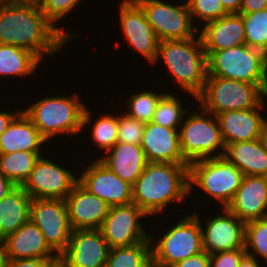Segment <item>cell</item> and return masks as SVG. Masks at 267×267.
Instances as JSON below:
<instances>
[{
  "mask_svg": "<svg viewBox=\"0 0 267 267\" xmlns=\"http://www.w3.org/2000/svg\"><path fill=\"white\" fill-rule=\"evenodd\" d=\"M69 42L42 14L37 0L0 2V44L29 50L42 61Z\"/></svg>",
  "mask_w": 267,
  "mask_h": 267,
  "instance_id": "6da1fadb",
  "label": "cell"
},
{
  "mask_svg": "<svg viewBox=\"0 0 267 267\" xmlns=\"http://www.w3.org/2000/svg\"><path fill=\"white\" fill-rule=\"evenodd\" d=\"M132 194L133 203L148 216L162 215L169 204H182L192 195L189 163L148 162L132 186Z\"/></svg>",
  "mask_w": 267,
  "mask_h": 267,
  "instance_id": "7a4b0ae2",
  "label": "cell"
},
{
  "mask_svg": "<svg viewBox=\"0 0 267 267\" xmlns=\"http://www.w3.org/2000/svg\"><path fill=\"white\" fill-rule=\"evenodd\" d=\"M79 93L68 96H44L26 109L24 114L32 121L40 134L49 142L56 136H75L86 129L94 115L87 108ZM52 138V139H51Z\"/></svg>",
  "mask_w": 267,
  "mask_h": 267,
  "instance_id": "3957f363",
  "label": "cell"
},
{
  "mask_svg": "<svg viewBox=\"0 0 267 267\" xmlns=\"http://www.w3.org/2000/svg\"><path fill=\"white\" fill-rule=\"evenodd\" d=\"M197 36L159 41L154 63L161 59L178 87L194 99L201 93L208 74L207 55L200 34Z\"/></svg>",
  "mask_w": 267,
  "mask_h": 267,
  "instance_id": "277c9868",
  "label": "cell"
},
{
  "mask_svg": "<svg viewBox=\"0 0 267 267\" xmlns=\"http://www.w3.org/2000/svg\"><path fill=\"white\" fill-rule=\"evenodd\" d=\"M195 108L192 114L187 111L179 128L180 150L189 164L200 159L221 157L225 151L217 116L201 107Z\"/></svg>",
  "mask_w": 267,
  "mask_h": 267,
  "instance_id": "5b68a950",
  "label": "cell"
},
{
  "mask_svg": "<svg viewBox=\"0 0 267 267\" xmlns=\"http://www.w3.org/2000/svg\"><path fill=\"white\" fill-rule=\"evenodd\" d=\"M265 98L267 93L258 84L207 76L201 93L195 99L199 107L217 115L257 108Z\"/></svg>",
  "mask_w": 267,
  "mask_h": 267,
  "instance_id": "8992f818",
  "label": "cell"
},
{
  "mask_svg": "<svg viewBox=\"0 0 267 267\" xmlns=\"http://www.w3.org/2000/svg\"><path fill=\"white\" fill-rule=\"evenodd\" d=\"M207 76L258 84L267 93V58L247 44L214 51L207 58Z\"/></svg>",
  "mask_w": 267,
  "mask_h": 267,
  "instance_id": "52a82bcc",
  "label": "cell"
},
{
  "mask_svg": "<svg viewBox=\"0 0 267 267\" xmlns=\"http://www.w3.org/2000/svg\"><path fill=\"white\" fill-rule=\"evenodd\" d=\"M170 226L162 236L157 235L156 241L150 235L152 267H172L204 251L200 219L193 211Z\"/></svg>",
  "mask_w": 267,
  "mask_h": 267,
  "instance_id": "ba28073f",
  "label": "cell"
},
{
  "mask_svg": "<svg viewBox=\"0 0 267 267\" xmlns=\"http://www.w3.org/2000/svg\"><path fill=\"white\" fill-rule=\"evenodd\" d=\"M243 176L224 156L200 159L189 164V191L192 193L193 188L198 187L226 208L240 187Z\"/></svg>",
  "mask_w": 267,
  "mask_h": 267,
  "instance_id": "9c48e42d",
  "label": "cell"
},
{
  "mask_svg": "<svg viewBox=\"0 0 267 267\" xmlns=\"http://www.w3.org/2000/svg\"><path fill=\"white\" fill-rule=\"evenodd\" d=\"M135 1L143 9L159 41L183 40L199 34L202 25H193L186 0L173 5L162 0Z\"/></svg>",
  "mask_w": 267,
  "mask_h": 267,
  "instance_id": "30bf717a",
  "label": "cell"
},
{
  "mask_svg": "<svg viewBox=\"0 0 267 267\" xmlns=\"http://www.w3.org/2000/svg\"><path fill=\"white\" fill-rule=\"evenodd\" d=\"M30 220L37 225L46 243L59 256L66 249L72 233L66 201L32 199Z\"/></svg>",
  "mask_w": 267,
  "mask_h": 267,
  "instance_id": "8fae6325",
  "label": "cell"
},
{
  "mask_svg": "<svg viewBox=\"0 0 267 267\" xmlns=\"http://www.w3.org/2000/svg\"><path fill=\"white\" fill-rule=\"evenodd\" d=\"M77 182L74 172L41 155L22 187L32 199L65 200Z\"/></svg>",
  "mask_w": 267,
  "mask_h": 267,
  "instance_id": "7c38bea8",
  "label": "cell"
},
{
  "mask_svg": "<svg viewBox=\"0 0 267 267\" xmlns=\"http://www.w3.org/2000/svg\"><path fill=\"white\" fill-rule=\"evenodd\" d=\"M149 217L133 202L110 207L108 215L99 230L110 248L131 246L150 239L140 221ZM146 232V233H145Z\"/></svg>",
  "mask_w": 267,
  "mask_h": 267,
  "instance_id": "4fadbf2b",
  "label": "cell"
},
{
  "mask_svg": "<svg viewBox=\"0 0 267 267\" xmlns=\"http://www.w3.org/2000/svg\"><path fill=\"white\" fill-rule=\"evenodd\" d=\"M118 14L126 44L128 42L129 47L154 66L159 40L141 6L135 0H123L119 5Z\"/></svg>",
  "mask_w": 267,
  "mask_h": 267,
  "instance_id": "5bb4252c",
  "label": "cell"
},
{
  "mask_svg": "<svg viewBox=\"0 0 267 267\" xmlns=\"http://www.w3.org/2000/svg\"><path fill=\"white\" fill-rule=\"evenodd\" d=\"M219 209L218 214L211 218H203L199 213L194 214L200 219L202 229L203 249L213 254L219 251L245 249V222L231 213L227 208ZM221 215H220V214Z\"/></svg>",
  "mask_w": 267,
  "mask_h": 267,
  "instance_id": "9a60e30c",
  "label": "cell"
},
{
  "mask_svg": "<svg viewBox=\"0 0 267 267\" xmlns=\"http://www.w3.org/2000/svg\"><path fill=\"white\" fill-rule=\"evenodd\" d=\"M92 161L81 175L78 174V182L110 207L132 203V185L123 181L99 159Z\"/></svg>",
  "mask_w": 267,
  "mask_h": 267,
  "instance_id": "2e32d148",
  "label": "cell"
},
{
  "mask_svg": "<svg viewBox=\"0 0 267 267\" xmlns=\"http://www.w3.org/2000/svg\"><path fill=\"white\" fill-rule=\"evenodd\" d=\"M110 249L99 229L72 230L59 261L65 267H105Z\"/></svg>",
  "mask_w": 267,
  "mask_h": 267,
  "instance_id": "e0dca14e",
  "label": "cell"
},
{
  "mask_svg": "<svg viewBox=\"0 0 267 267\" xmlns=\"http://www.w3.org/2000/svg\"><path fill=\"white\" fill-rule=\"evenodd\" d=\"M266 100L254 109L226 111L216 115L225 146L262 138L267 125V115L262 113L266 109Z\"/></svg>",
  "mask_w": 267,
  "mask_h": 267,
  "instance_id": "ac0fdd59",
  "label": "cell"
},
{
  "mask_svg": "<svg viewBox=\"0 0 267 267\" xmlns=\"http://www.w3.org/2000/svg\"><path fill=\"white\" fill-rule=\"evenodd\" d=\"M65 201L72 230L99 229L110 209L104 200L90 193L79 182Z\"/></svg>",
  "mask_w": 267,
  "mask_h": 267,
  "instance_id": "d6986e66",
  "label": "cell"
},
{
  "mask_svg": "<svg viewBox=\"0 0 267 267\" xmlns=\"http://www.w3.org/2000/svg\"><path fill=\"white\" fill-rule=\"evenodd\" d=\"M226 208L245 223L267 218V177L243 176L240 187Z\"/></svg>",
  "mask_w": 267,
  "mask_h": 267,
  "instance_id": "ffe728a7",
  "label": "cell"
},
{
  "mask_svg": "<svg viewBox=\"0 0 267 267\" xmlns=\"http://www.w3.org/2000/svg\"><path fill=\"white\" fill-rule=\"evenodd\" d=\"M199 34L207 58L214 52L246 44L242 15L230 13L206 23Z\"/></svg>",
  "mask_w": 267,
  "mask_h": 267,
  "instance_id": "44dd1931",
  "label": "cell"
},
{
  "mask_svg": "<svg viewBox=\"0 0 267 267\" xmlns=\"http://www.w3.org/2000/svg\"><path fill=\"white\" fill-rule=\"evenodd\" d=\"M141 147L147 162L188 163L180 150L179 129L146 123Z\"/></svg>",
  "mask_w": 267,
  "mask_h": 267,
  "instance_id": "7402d4cb",
  "label": "cell"
},
{
  "mask_svg": "<svg viewBox=\"0 0 267 267\" xmlns=\"http://www.w3.org/2000/svg\"><path fill=\"white\" fill-rule=\"evenodd\" d=\"M8 260L24 258H59L46 243L44 235L31 220L5 238Z\"/></svg>",
  "mask_w": 267,
  "mask_h": 267,
  "instance_id": "603a6c76",
  "label": "cell"
},
{
  "mask_svg": "<svg viewBox=\"0 0 267 267\" xmlns=\"http://www.w3.org/2000/svg\"><path fill=\"white\" fill-rule=\"evenodd\" d=\"M106 153L96 158L132 186L148 163L141 145L117 142Z\"/></svg>",
  "mask_w": 267,
  "mask_h": 267,
  "instance_id": "cb8c5ba5",
  "label": "cell"
},
{
  "mask_svg": "<svg viewBox=\"0 0 267 267\" xmlns=\"http://www.w3.org/2000/svg\"><path fill=\"white\" fill-rule=\"evenodd\" d=\"M48 141L22 111L0 135V154L18 151L42 152Z\"/></svg>",
  "mask_w": 267,
  "mask_h": 267,
  "instance_id": "d4e9b609",
  "label": "cell"
},
{
  "mask_svg": "<svg viewBox=\"0 0 267 267\" xmlns=\"http://www.w3.org/2000/svg\"><path fill=\"white\" fill-rule=\"evenodd\" d=\"M223 156L244 176L267 177V149L262 138L226 145Z\"/></svg>",
  "mask_w": 267,
  "mask_h": 267,
  "instance_id": "484cf974",
  "label": "cell"
},
{
  "mask_svg": "<svg viewBox=\"0 0 267 267\" xmlns=\"http://www.w3.org/2000/svg\"><path fill=\"white\" fill-rule=\"evenodd\" d=\"M31 201L22 186H16L0 200V238L17 231L30 220Z\"/></svg>",
  "mask_w": 267,
  "mask_h": 267,
  "instance_id": "4316f807",
  "label": "cell"
},
{
  "mask_svg": "<svg viewBox=\"0 0 267 267\" xmlns=\"http://www.w3.org/2000/svg\"><path fill=\"white\" fill-rule=\"evenodd\" d=\"M41 64L42 61L29 50L0 44V77L27 78L35 74Z\"/></svg>",
  "mask_w": 267,
  "mask_h": 267,
  "instance_id": "83f0119b",
  "label": "cell"
},
{
  "mask_svg": "<svg viewBox=\"0 0 267 267\" xmlns=\"http://www.w3.org/2000/svg\"><path fill=\"white\" fill-rule=\"evenodd\" d=\"M43 152L18 151L0 154V172L16 186H23Z\"/></svg>",
  "mask_w": 267,
  "mask_h": 267,
  "instance_id": "f1b7e54d",
  "label": "cell"
},
{
  "mask_svg": "<svg viewBox=\"0 0 267 267\" xmlns=\"http://www.w3.org/2000/svg\"><path fill=\"white\" fill-rule=\"evenodd\" d=\"M105 267H152L150 239L109 251Z\"/></svg>",
  "mask_w": 267,
  "mask_h": 267,
  "instance_id": "f546056e",
  "label": "cell"
},
{
  "mask_svg": "<svg viewBox=\"0 0 267 267\" xmlns=\"http://www.w3.org/2000/svg\"><path fill=\"white\" fill-rule=\"evenodd\" d=\"M158 93L150 90H142L138 93L130 95L129 99L126 101L127 107L123 113L128 117L137 119L143 123H149L152 121L154 112L160 99L166 94ZM127 110V111H126Z\"/></svg>",
  "mask_w": 267,
  "mask_h": 267,
  "instance_id": "4dcf8cb0",
  "label": "cell"
},
{
  "mask_svg": "<svg viewBox=\"0 0 267 267\" xmlns=\"http://www.w3.org/2000/svg\"><path fill=\"white\" fill-rule=\"evenodd\" d=\"M171 93V94H170ZM182 105L180 97L167 92L159 101L151 122L167 128L179 129L188 109Z\"/></svg>",
  "mask_w": 267,
  "mask_h": 267,
  "instance_id": "1f68e13d",
  "label": "cell"
},
{
  "mask_svg": "<svg viewBox=\"0 0 267 267\" xmlns=\"http://www.w3.org/2000/svg\"><path fill=\"white\" fill-rule=\"evenodd\" d=\"M241 15L246 44L263 51L267 58V8Z\"/></svg>",
  "mask_w": 267,
  "mask_h": 267,
  "instance_id": "d6a6232c",
  "label": "cell"
},
{
  "mask_svg": "<svg viewBox=\"0 0 267 267\" xmlns=\"http://www.w3.org/2000/svg\"><path fill=\"white\" fill-rule=\"evenodd\" d=\"M114 114V115H112ZM91 142L98 146L104 152L109 151L116 143L118 136V114L109 113L101 114L99 119L97 118L91 127Z\"/></svg>",
  "mask_w": 267,
  "mask_h": 267,
  "instance_id": "836d02e7",
  "label": "cell"
},
{
  "mask_svg": "<svg viewBox=\"0 0 267 267\" xmlns=\"http://www.w3.org/2000/svg\"><path fill=\"white\" fill-rule=\"evenodd\" d=\"M245 251L255 258H262L267 266V218L246 222Z\"/></svg>",
  "mask_w": 267,
  "mask_h": 267,
  "instance_id": "e575fe53",
  "label": "cell"
},
{
  "mask_svg": "<svg viewBox=\"0 0 267 267\" xmlns=\"http://www.w3.org/2000/svg\"><path fill=\"white\" fill-rule=\"evenodd\" d=\"M82 0H37L42 14L57 27L70 41L76 36L79 37L80 33L72 34L59 27L58 23L61 19L66 17L72 11L74 12ZM75 9V10H74ZM57 22V23H56ZM58 25V26H57Z\"/></svg>",
  "mask_w": 267,
  "mask_h": 267,
  "instance_id": "d590c367",
  "label": "cell"
},
{
  "mask_svg": "<svg viewBox=\"0 0 267 267\" xmlns=\"http://www.w3.org/2000/svg\"><path fill=\"white\" fill-rule=\"evenodd\" d=\"M193 23L195 19L203 26L229 14L220 0H186ZM195 18V19H194ZM200 19V20H199Z\"/></svg>",
  "mask_w": 267,
  "mask_h": 267,
  "instance_id": "8d00e7d4",
  "label": "cell"
},
{
  "mask_svg": "<svg viewBox=\"0 0 267 267\" xmlns=\"http://www.w3.org/2000/svg\"><path fill=\"white\" fill-rule=\"evenodd\" d=\"M146 123L128 117L125 113L118 114L117 142L141 145Z\"/></svg>",
  "mask_w": 267,
  "mask_h": 267,
  "instance_id": "74e56055",
  "label": "cell"
},
{
  "mask_svg": "<svg viewBox=\"0 0 267 267\" xmlns=\"http://www.w3.org/2000/svg\"><path fill=\"white\" fill-rule=\"evenodd\" d=\"M245 254V249L219 251L210 254V267H238Z\"/></svg>",
  "mask_w": 267,
  "mask_h": 267,
  "instance_id": "f35d334b",
  "label": "cell"
},
{
  "mask_svg": "<svg viewBox=\"0 0 267 267\" xmlns=\"http://www.w3.org/2000/svg\"><path fill=\"white\" fill-rule=\"evenodd\" d=\"M59 258H24L8 261V267H52Z\"/></svg>",
  "mask_w": 267,
  "mask_h": 267,
  "instance_id": "ab89813d",
  "label": "cell"
},
{
  "mask_svg": "<svg viewBox=\"0 0 267 267\" xmlns=\"http://www.w3.org/2000/svg\"><path fill=\"white\" fill-rule=\"evenodd\" d=\"M172 267H210V254L204 250L183 261L177 262Z\"/></svg>",
  "mask_w": 267,
  "mask_h": 267,
  "instance_id": "60d3db41",
  "label": "cell"
},
{
  "mask_svg": "<svg viewBox=\"0 0 267 267\" xmlns=\"http://www.w3.org/2000/svg\"><path fill=\"white\" fill-rule=\"evenodd\" d=\"M267 8V0H242L239 14H249Z\"/></svg>",
  "mask_w": 267,
  "mask_h": 267,
  "instance_id": "b9f144b4",
  "label": "cell"
},
{
  "mask_svg": "<svg viewBox=\"0 0 267 267\" xmlns=\"http://www.w3.org/2000/svg\"><path fill=\"white\" fill-rule=\"evenodd\" d=\"M22 112V110L11 111L0 110V135L8 128L11 122Z\"/></svg>",
  "mask_w": 267,
  "mask_h": 267,
  "instance_id": "7bdbcfd3",
  "label": "cell"
},
{
  "mask_svg": "<svg viewBox=\"0 0 267 267\" xmlns=\"http://www.w3.org/2000/svg\"><path fill=\"white\" fill-rule=\"evenodd\" d=\"M15 187L16 185L0 172V200Z\"/></svg>",
  "mask_w": 267,
  "mask_h": 267,
  "instance_id": "ee69618b",
  "label": "cell"
},
{
  "mask_svg": "<svg viewBox=\"0 0 267 267\" xmlns=\"http://www.w3.org/2000/svg\"><path fill=\"white\" fill-rule=\"evenodd\" d=\"M223 8L230 13H239L242 0H220Z\"/></svg>",
  "mask_w": 267,
  "mask_h": 267,
  "instance_id": "f6af8a7d",
  "label": "cell"
},
{
  "mask_svg": "<svg viewBox=\"0 0 267 267\" xmlns=\"http://www.w3.org/2000/svg\"><path fill=\"white\" fill-rule=\"evenodd\" d=\"M261 266L262 265L260 264V261L258 260V258H255L246 253L242 257L238 267H261Z\"/></svg>",
  "mask_w": 267,
  "mask_h": 267,
  "instance_id": "bcb514c9",
  "label": "cell"
},
{
  "mask_svg": "<svg viewBox=\"0 0 267 267\" xmlns=\"http://www.w3.org/2000/svg\"><path fill=\"white\" fill-rule=\"evenodd\" d=\"M8 261L4 238H0V267H8Z\"/></svg>",
  "mask_w": 267,
  "mask_h": 267,
  "instance_id": "7dc6e473",
  "label": "cell"
},
{
  "mask_svg": "<svg viewBox=\"0 0 267 267\" xmlns=\"http://www.w3.org/2000/svg\"><path fill=\"white\" fill-rule=\"evenodd\" d=\"M262 139H263L265 146H266V149H267V125L265 127V131H264V134L262 136Z\"/></svg>",
  "mask_w": 267,
  "mask_h": 267,
  "instance_id": "c3c4849f",
  "label": "cell"
},
{
  "mask_svg": "<svg viewBox=\"0 0 267 267\" xmlns=\"http://www.w3.org/2000/svg\"><path fill=\"white\" fill-rule=\"evenodd\" d=\"M52 267H65L59 260Z\"/></svg>",
  "mask_w": 267,
  "mask_h": 267,
  "instance_id": "681fc988",
  "label": "cell"
}]
</instances>
